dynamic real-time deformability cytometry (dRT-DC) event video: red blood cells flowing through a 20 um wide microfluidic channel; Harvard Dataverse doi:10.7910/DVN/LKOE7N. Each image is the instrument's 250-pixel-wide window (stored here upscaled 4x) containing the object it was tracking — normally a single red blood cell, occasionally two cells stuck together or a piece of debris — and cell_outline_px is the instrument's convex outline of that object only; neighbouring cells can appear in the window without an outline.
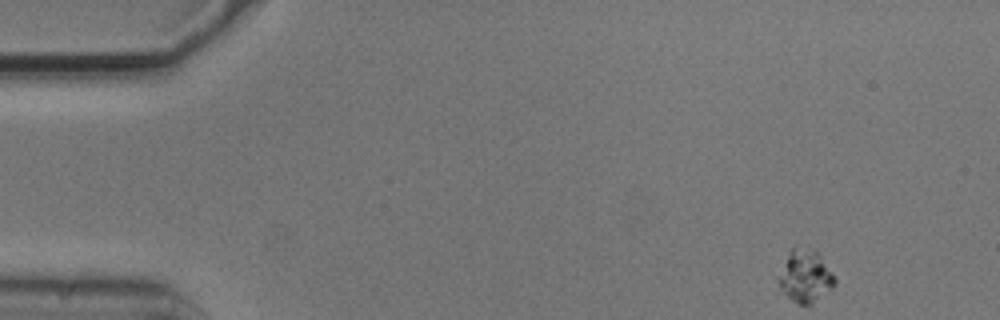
{"species": "common noctule bat (a hibernating species)", "species_latin": "Nyctalus noctula", "temperature_condition": "cold", "stored_images_in_passage": 51, "camera_frame_rate_fps": 3000, "um_per_image_px": 0.085, "animal": {"sex": "male", "body_mass_g": 20.5, "forearm_length_mm": 52.5}, "frame": {"image": 1, "passage_image": 1, "time_ms": 0.0, "image_size_px": [1000, 320], "cell_outline_px": [[836, 284], [832, 288], [812, 304], [800, 304], [792, 300], [788, 296], [780, 284], [780, 280], [788, 252], [792, 248], [816, 252], [820, 256], [836, 280]], "centroid_in_image_um": [68.5, 23.52], "position_along_channel_um": 16.5, "area_um2": 15.95}}
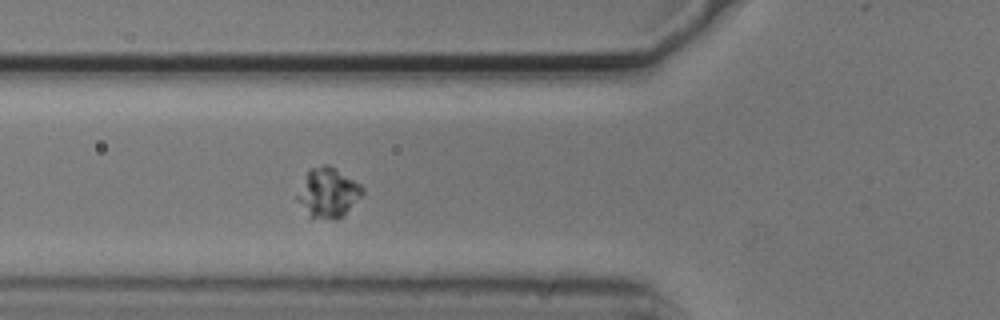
{"frame": {"image": 2, "passage_image": 16, "time_ms": 5.0, "image_size_px": [1000, 320], "cell_outline_px": [[364, 192], [344, 216], [308, 216], [296, 200], [296, 196], [308, 172], [312, 168], [324, 164], [328, 164], [336, 168], [360, 184], [364, 188]], "centroid_in_image_um": [27.89, 16.34], "position_along_channel_um": 97.9, "area_um2": 18.21}}
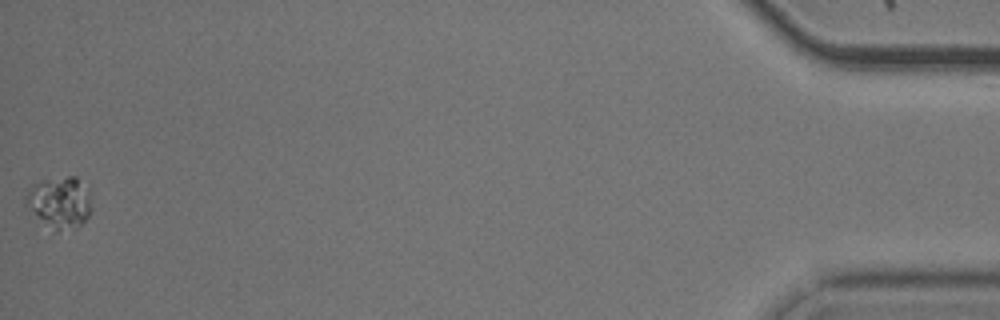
{"frame": {"image": 3, "passage_image": 51, "time_ms": 16.667, "image_size_px": [1000, 320], "cell_outline_px": [[92, 212], [76, 228], [56, 232], [24, 204], [24, 196], [32, 184], [44, 180], [68, 176], [76, 176], [88, 188], [92, 208]], "centroid_in_image_um": [5.09, 17.19], "position_along_channel_um": 430.1, "area_um2": 19.77}}